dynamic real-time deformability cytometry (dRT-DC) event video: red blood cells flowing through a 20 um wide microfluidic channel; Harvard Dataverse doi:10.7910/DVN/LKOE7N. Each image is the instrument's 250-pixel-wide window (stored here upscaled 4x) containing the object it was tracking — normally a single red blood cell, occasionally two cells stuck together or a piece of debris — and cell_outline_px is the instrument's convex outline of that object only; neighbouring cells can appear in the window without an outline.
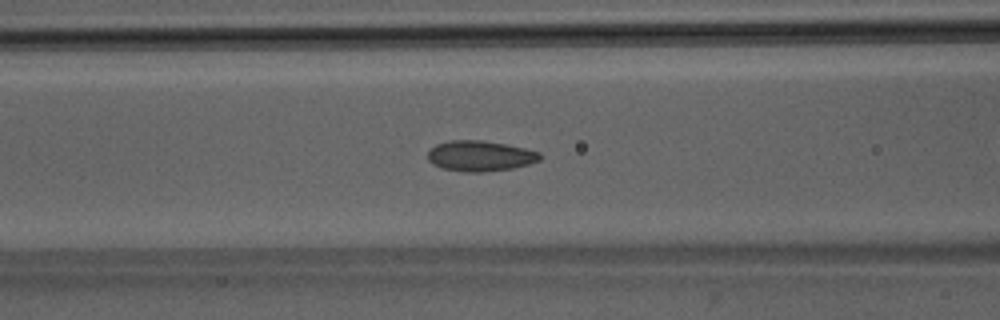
{"species": "Egyptian fruit bat (a non-hibernating species)", "species_latin": "Rousettus aegyptiacus", "temperature_condition": "room temperature", "stored_images_in_passage": 38, "camera_frame_rate_fps": 3000, "um_per_image_px": 0.085, "animal": {"sex": "male"}, "frame": {"image": 1, "passage_image": 14, "time_ms": 4.333, "image_size_px": [1000, 320], "cell_outline_px": [[540, 160], [528, 164], [512, 168], [480, 172], [468, 172], [444, 168], [432, 164], [428, 160], [428, 152], [436, 144], [448, 140], [484, 140], [524, 148], [540, 152]], "centroid_in_image_um": [40.79, 13.24], "position_along_channel_um": 125.8, "area_um2": 19.77}}